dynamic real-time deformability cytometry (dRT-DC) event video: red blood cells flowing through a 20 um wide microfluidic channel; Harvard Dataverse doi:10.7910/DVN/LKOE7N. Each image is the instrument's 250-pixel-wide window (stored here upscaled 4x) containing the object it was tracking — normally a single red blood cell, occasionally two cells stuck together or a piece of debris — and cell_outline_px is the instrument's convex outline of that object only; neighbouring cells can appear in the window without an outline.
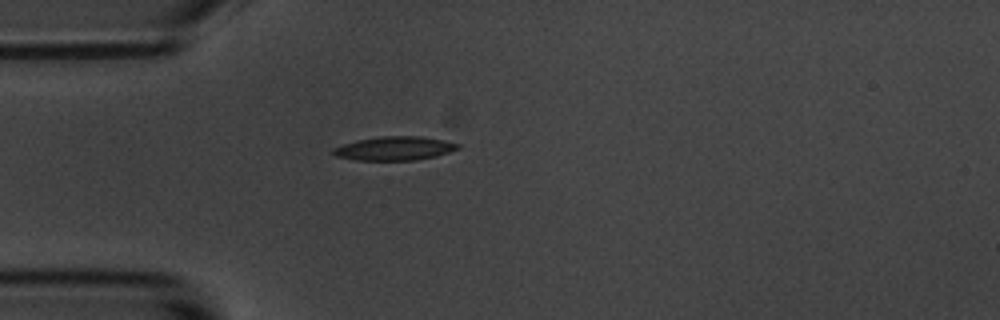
{"species": "common noctule bat (a hibernating species)", "species_latin": "Nyctalus noctula", "temperature_condition": "room temperature", "stored_images_in_passage": 1, "camera_frame_rate_fps": 3000, "um_per_image_px": 0.085, "animal": {"sex": "male", "body_mass_g": 20.1, "forearm_length_mm": 53.5}, "frame": {"image": 1, "passage_image": 1, "time_ms": 0.0, "image_size_px": [1000, 320], "cell_outline_px": [[460, 148], [436, 156], [416, 160], [356, 160], [336, 156], [332, 152], [332, 148], [356, 140], [380, 136], [420, 136], [444, 140], [460, 144]], "centroid_in_image_um": [33.53, 12.61], "position_along_channel_um": 51.5, "area_um2": 17.28}}